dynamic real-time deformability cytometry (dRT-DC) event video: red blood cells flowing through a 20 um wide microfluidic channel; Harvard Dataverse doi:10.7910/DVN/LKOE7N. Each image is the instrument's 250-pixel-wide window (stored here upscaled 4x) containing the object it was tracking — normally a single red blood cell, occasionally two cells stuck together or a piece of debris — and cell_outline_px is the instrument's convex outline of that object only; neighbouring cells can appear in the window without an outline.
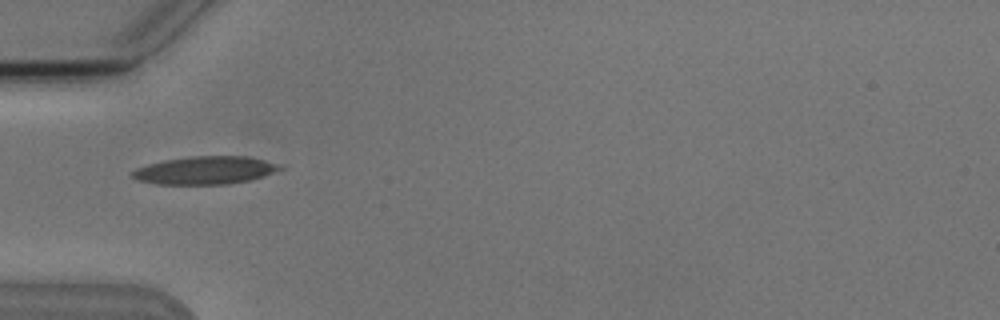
{"species": "Egyptian fruit bat (a non-hibernating species)", "species_latin": "Rousettus aegyptiacus", "temperature_condition": "cold", "stored_images_in_passage": 5, "camera_frame_rate_fps": 3000, "um_per_image_px": 0.085, "animal": {"sex": "male"}, "frame": {"image": 1, "passage_image": 3, "time_ms": 2.333, "image_size_px": [1000, 320], "cell_outline_px": [[284, 168], [248, 180], [228, 184], [156, 184], [136, 180], [128, 176], [128, 172], [136, 168], [148, 164], [164, 160], [192, 156], [248, 156], [284, 164]], "centroid_in_image_um": [17.38, 14.47], "position_along_channel_um": 67.6, "area_um2": 24.22}}
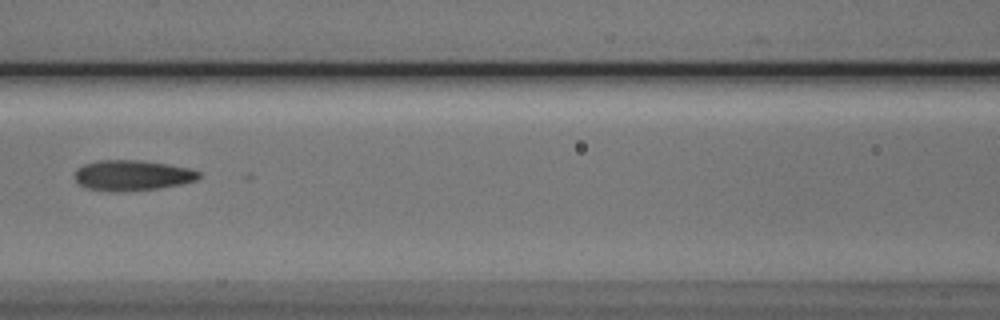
{"frame": {"image": 2, "passage_image": 5, "time_ms": 4.667, "image_size_px": [1000, 320], "cell_outline_px": [[200, 176], [196, 180], [180, 184], [156, 188], [116, 192], [112, 192], [84, 188], [76, 180], [76, 168], [84, 164], [96, 160], [140, 160], [168, 164], [188, 168], [200, 172]], "centroid_in_image_um": [11.2, 14.9], "position_along_channel_um": 155.4, "area_um2": 21.96}}